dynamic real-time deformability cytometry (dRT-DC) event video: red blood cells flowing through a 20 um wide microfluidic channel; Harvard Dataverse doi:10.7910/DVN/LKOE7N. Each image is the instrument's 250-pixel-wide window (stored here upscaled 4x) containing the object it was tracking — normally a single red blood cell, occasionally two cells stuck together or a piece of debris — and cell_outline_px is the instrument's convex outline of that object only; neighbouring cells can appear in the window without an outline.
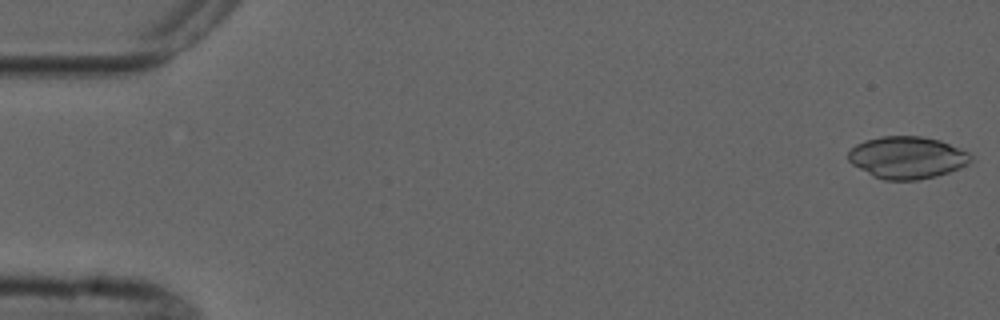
{"species": "common noctule bat (a hibernating species)", "species_latin": "Nyctalus noctula", "temperature_condition": "cold", "stored_images_in_passage": 5, "camera_frame_rate_fps": 3000, "um_per_image_px": 0.085, "animal": {"sex": "male", "forearm_length_mm": 52.5}, "frame": {"image": 1, "passage_image": 1, "time_ms": 0.0, "image_size_px": [1000, 320], "cell_outline_px": [[972, 160], [968, 164], [960, 168], [936, 176], [916, 180], [884, 180], [872, 176], [852, 164], [848, 160], [848, 152], [856, 144], [864, 140], [880, 136], [920, 136], [940, 140], [968, 152], [972, 156]], "centroid_in_image_um": [77.09, 13.39], "position_along_channel_um": 7.9, "area_um2": 30.17}}